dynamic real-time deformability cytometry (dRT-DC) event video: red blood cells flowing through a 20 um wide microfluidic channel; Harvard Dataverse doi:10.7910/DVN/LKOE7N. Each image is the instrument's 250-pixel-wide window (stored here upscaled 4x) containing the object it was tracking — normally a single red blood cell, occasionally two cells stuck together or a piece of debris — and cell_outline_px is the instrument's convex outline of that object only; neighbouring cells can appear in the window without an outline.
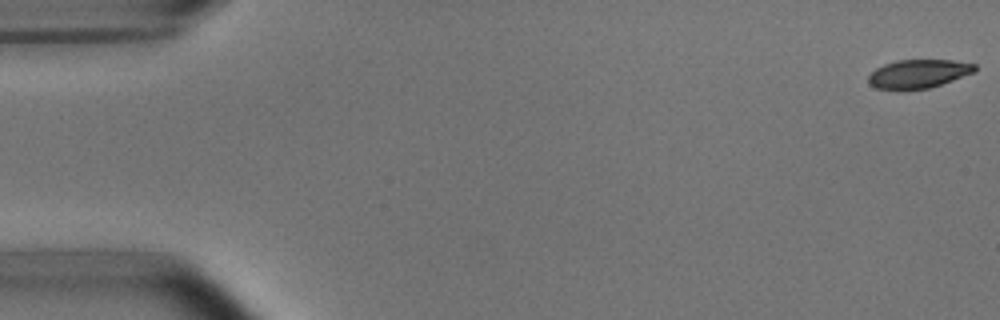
{"species": "common noctule bat (a hibernating species)", "species_latin": "Nyctalus noctula", "temperature_condition": "room temperature", "stored_images_in_passage": 5, "camera_frame_rate_fps": 3000, "um_per_image_px": 0.085, "animal": {"sex": "male", "body_mass_g": 15.6}, "frame": {"image": 1, "passage_image": 1, "time_ms": 0.0, "image_size_px": [1000, 320], "cell_outline_px": [[976, 72], [928, 88], [876, 88], [868, 80], [868, 76], [876, 68], [884, 64], [896, 60], [952, 60], [976, 64]], "centroid_in_image_um": [78.1, 6.24], "position_along_channel_um": 6.9, "area_um2": 17.28}}
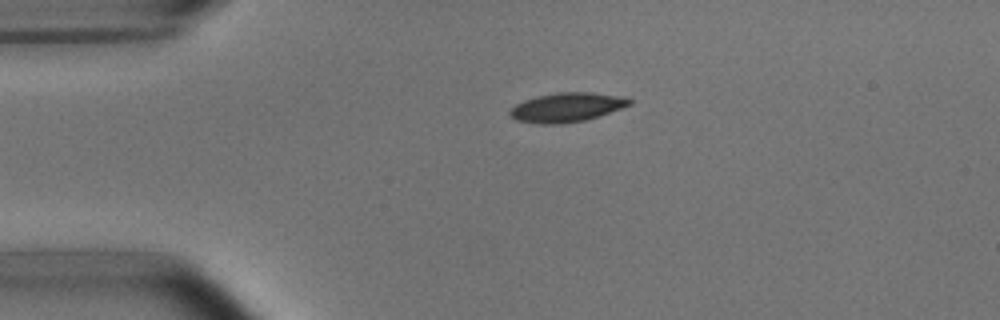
{"frame": {"image": 2, "passage_image": 4, "time_ms": 3.667, "image_size_px": [1000, 320], "cell_outline_px": [[632, 104], [584, 120], [560, 124], [540, 124], [516, 120], [508, 112], [516, 104], [524, 100], [556, 92], [592, 92], [616, 96], [632, 100]], "centroid_in_image_um": [48.13, 9.12], "position_along_channel_um": 36.9, "area_um2": 19.88}}